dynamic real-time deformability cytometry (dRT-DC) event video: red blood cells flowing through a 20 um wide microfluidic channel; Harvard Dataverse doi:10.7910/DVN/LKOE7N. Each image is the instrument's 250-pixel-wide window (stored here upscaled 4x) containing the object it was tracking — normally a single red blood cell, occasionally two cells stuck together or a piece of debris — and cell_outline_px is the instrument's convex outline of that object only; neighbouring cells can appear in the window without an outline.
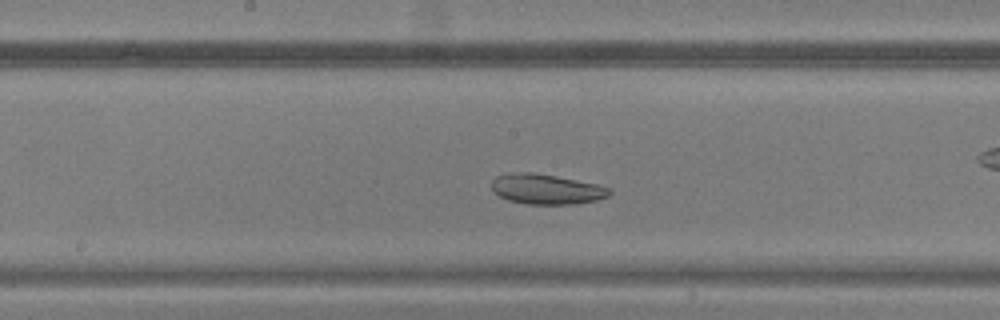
{"species": "common noctule bat (a hibernating species)", "species_latin": "Nyctalus noctula", "temperature_condition": "warm", "stored_images_in_passage": 41, "camera_frame_rate_fps": 3000, "um_per_image_px": 0.085, "animal": {"sex": "male", "body_mass_g": 20.5, "forearm_length_mm": 52.5}, "frame": {"image": 1, "passage_image": 18, "time_ms": 5.667, "image_size_px": [1000, 320], "cell_outline_px": [[612, 192], [608, 196], [596, 200], [576, 204], [524, 204], [508, 200], [500, 196], [492, 188], [492, 180], [496, 176], [508, 172], [536, 172], [596, 184], [612, 188]], "centroid_in_image_um": [46.44, 16.07], "position_along_channel_um": 201.8, "area_um2": 20.81}}
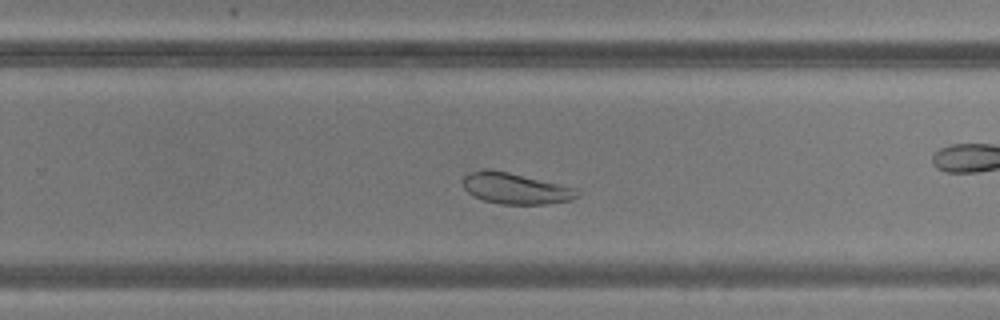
{"frame": {"image": 2, "passage_image": 24, "time_ms": 7.667, "image_size_px": [1000, 320], "cell_outline_px": [[580, 196], [572, 200], [548, 204], [500, 204], [484, 200], [472, 196], [464, 188], [464, 176], [468, 172], [480, 168], [488, 168], [508, 172], [560, 184], [576, 188], [580, 192]], "centroid_in_image_um": [43.81, 16.01], "position_along_channel_um": 286.0, "area_um2": 20.92}}